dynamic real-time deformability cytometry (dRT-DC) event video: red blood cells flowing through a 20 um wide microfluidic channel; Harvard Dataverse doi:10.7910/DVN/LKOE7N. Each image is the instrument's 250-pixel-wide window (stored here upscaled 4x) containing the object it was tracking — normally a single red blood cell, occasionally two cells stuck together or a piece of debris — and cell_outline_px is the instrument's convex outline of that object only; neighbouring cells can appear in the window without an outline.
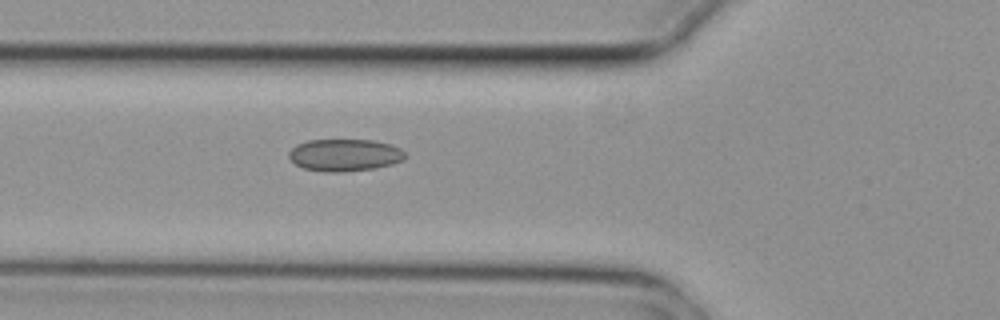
{"species": "common noctule bat (a hibernating species)", "species_latin": "Nyctalus noctula", "temperature_condition": "cold", "stored_images_in_passage": 4, "camera_frame_rate_fps": 3000, "um_per_image_px": 0.085, "animal": {"sex": "female", "body_mass_g": 29.2, "forearm_length_mm": 56.3}, "frame": {"image": 1, "passage_image": 4, "time_ms": 1.0, "image_size_px": [1000, 320], "cell_outline_px": [[404, 160], [392, 164], [372, 168], [344, 172], [324, 172], [304, 168], [296, 164], [288, 156], [288, 152], [296, 144], [308, 140], [372, 140], [392, 144], [400, 148], [404, 152]], "centroid_in_image_um": [29.28, 13.17], "position_along_channel_um": 96.5, "area_um2": 21.79}}